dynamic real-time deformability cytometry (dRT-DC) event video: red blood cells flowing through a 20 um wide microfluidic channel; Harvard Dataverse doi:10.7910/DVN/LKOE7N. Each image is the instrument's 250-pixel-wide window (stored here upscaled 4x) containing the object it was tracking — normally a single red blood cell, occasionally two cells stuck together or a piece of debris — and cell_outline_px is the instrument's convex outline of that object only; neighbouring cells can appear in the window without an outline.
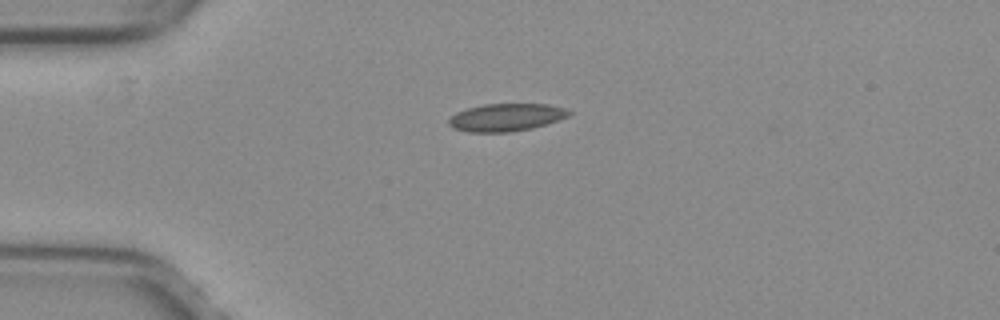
{"species": "common noctule bat (a hibernating species)", "species_latin": "Nyctalus noctula", "temperature_condition": "warm", "stored_images_in_passage": 40, "camera_frame_rate_fps": 3000, "um_per_image_px": 0.085, "animal": {"sex": "female", "body_mass_g": 29.2, "forearm_length_mm": 56.3}, "frame": {"image": 1, "passage_image": 1, "time_ms": 0.0, "image_size_px": [1000, 320], "cell_outline_px": [[572, 112], [568, 116], [532, 128], [508, 132], [468, 132], [452, 128], [448, 124], [448, 120], [456, 112], [468, 108], [484, 104], [548, 104], [564, 108]], "centroid_in_image_um": [42.98, 9.97], "position_along_channel_um": 42.0, "area_um2": 19.19}}
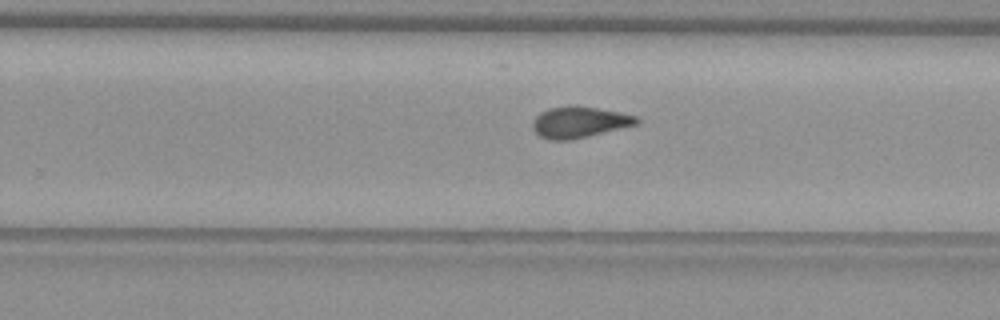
{"frame": {"image": 2, "passage_image": 21, "time_ms": 6.667, "image_size_px": [1000, 320], "cell_outline_px": [[640, 124], [588, 136], [568, 140], [552, 140], [540, 136], [532, 128], [532, 120], [540, 112], [548, 108], [568, 104], [576, 104], [620, 112], [640, 116]], "centroid_in_image_um": [49.27, 10.35], "position_along_channel_um": 280.5, "area_um2": 19.36}}
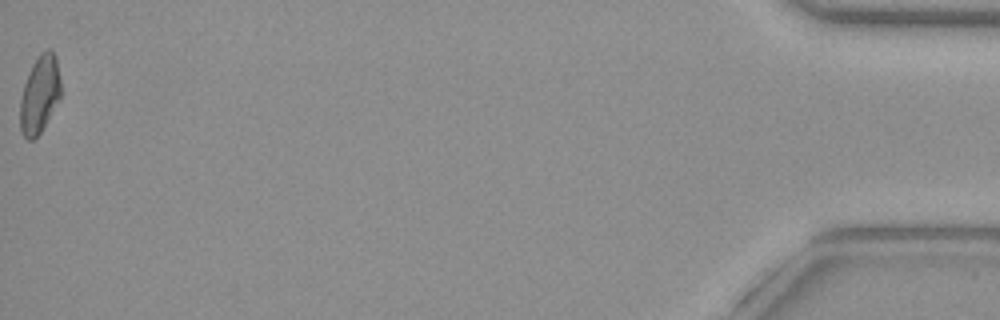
{"frame": {"image": 3, "passage_image": 40, "time_ms": 13.0, "image_size_px": [1000, 320], "cell_outline_px": [[60, 100], [40, 132], [32, 140], [28, 140], [20, 132], [20, 96], [28, 72], [32, 64], [40, 52], [48, 48], [52, 48], [56, 56], [60, 76]], "centroid_in_image_um": [3.37, 7.98], "position_along_channel_um": 431.8, "area_um2": 18.67}, "authors_computed_cell_mechanics": {"area_um2": 18.7561, "velocity_mm_per_s": 4.004, "shape_relaxation_time_tau1_ms": null, "shape_relaxation_time_tau2_ms": 1.7625, "deformation_change_tau1": null, "deformation_change_tau2": 0.0702}}